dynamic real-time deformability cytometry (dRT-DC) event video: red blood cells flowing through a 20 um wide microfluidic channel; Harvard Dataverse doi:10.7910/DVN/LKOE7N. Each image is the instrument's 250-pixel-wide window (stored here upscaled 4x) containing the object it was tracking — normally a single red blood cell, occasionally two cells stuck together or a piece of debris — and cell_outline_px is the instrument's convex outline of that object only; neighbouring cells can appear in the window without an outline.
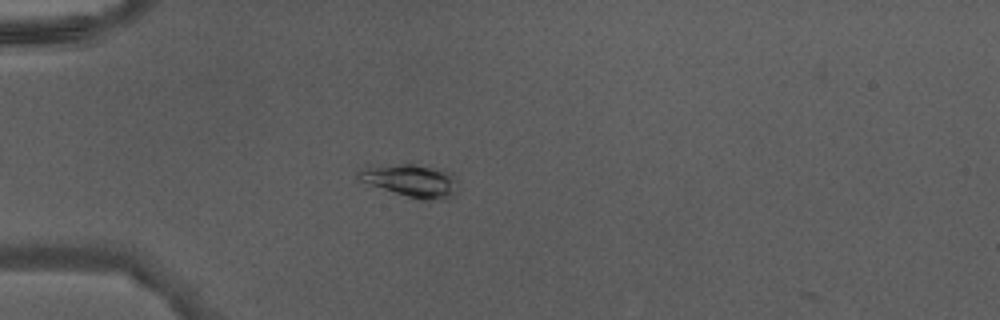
{"species": "Egyptian fruit bat (a non-hibernating species)", "species_latin": "Rousettus aegyptiacus", "temperature_condition": "warm", "stored_images_in_passage": 3, "camera_frame_rate_fps": 3000, "um_per_image_px": 0.085, "animal": {"sex": "male"}, "frame": {"image": 1, "passage_image": 1, "time_ms": 0.0, "image_size_px": [1000, 320], "cell_outline_px": [[456, 196], [448, 200], [424, 200], [408, 196], [356, 180], [356, 168], [368, 164], [416, 164], [440, 168], [452, 172], [456, 176]], "centroid_in_image_um": [34.9, 15.32], "position_along_channel_um": 50.1, "area_um2": 19.83}}